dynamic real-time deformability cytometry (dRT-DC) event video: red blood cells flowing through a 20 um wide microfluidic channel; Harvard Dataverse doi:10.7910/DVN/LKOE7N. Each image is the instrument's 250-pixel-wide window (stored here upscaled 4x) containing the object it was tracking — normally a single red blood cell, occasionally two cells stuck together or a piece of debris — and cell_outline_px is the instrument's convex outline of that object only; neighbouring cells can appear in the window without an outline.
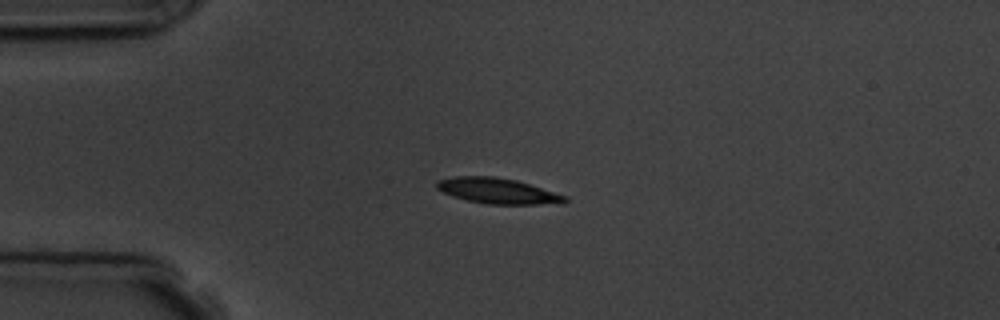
{"species": "common noctule bat (a hibernating species)", "species_latin": "Nyctalus noctula", "temperature_condition": "room temperature", "stored_images_in_passage": 9, "camera_frame_rate_fps": 3000, "um_per_image_px": 0.085, "animal": {"sex": "male", "body_mass_g": 19.5, "forearm_length_mm": 54.6}, "frame": {"image": 1, "passage_image": 3, "time_ms": 2.0, "image_size_px": [1000, 320], "cell_outline_px": [[568, 200], [564, 204], [488, 204], [468, 200], [452, 196], [436, 188], [436, 180], [456, 176], [492, 176], [516, 180], [568, 196]], "centroid_in_image_um": [42.33, 16.23], "position_along_channel_um": 42.7, "area_um2": 19.13}}
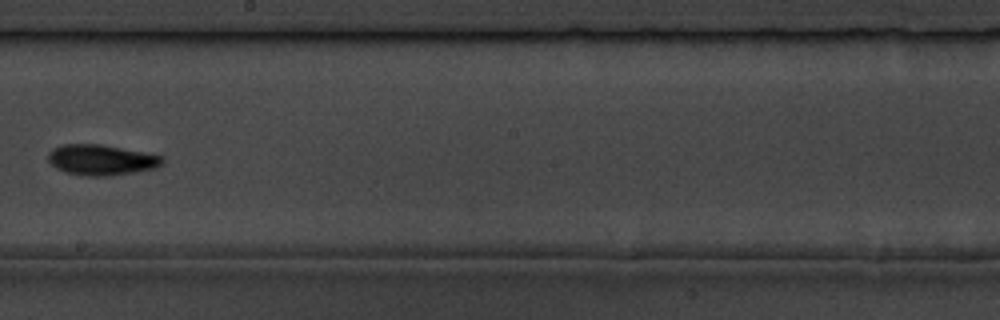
{"frame": {"image": 2, "passage_image": 8, "time_ms": 8.0, "image_size_px": [1000, 320], "cell_outline_px": [[164, 160], [156, 168], [136, 172], [108, 176], [88, 176], [64, 172], [56, 168], [48, 160], [48, 152], [52, 148], [64, 144], [100, 144], [164, 156]], "centroid_in_image_um": [8.59, 13.59], "position_along_channel_um": 239.6, "area_um2": 20.35}}
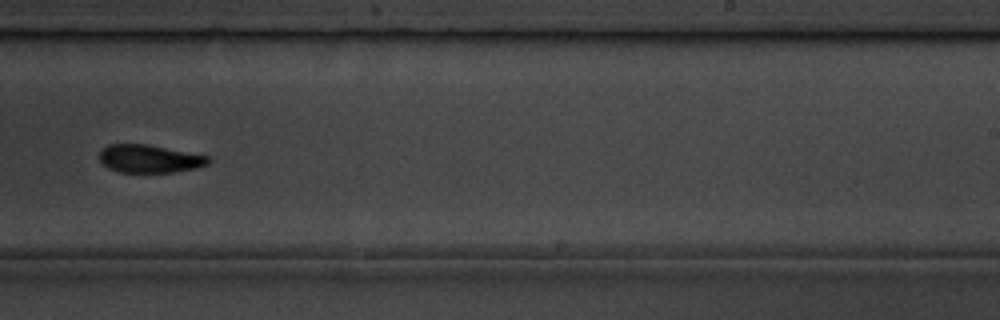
{"frame": {"image": 3, "passage_image": 9, "time_ms": 9.0, "image_size_px": [1000, 320], "cell_outline_px": [[212, 160], [208, 164], [196, 168], [172, 172], [120, 172], [108, 168], [100, 160], [100, 152], [108, 144], [148, 144], [208, 156]], "centroid_in_image_um": [12.72, 13.49], "position_along_channel_um": 276.3, "area_um2": 17.63}}